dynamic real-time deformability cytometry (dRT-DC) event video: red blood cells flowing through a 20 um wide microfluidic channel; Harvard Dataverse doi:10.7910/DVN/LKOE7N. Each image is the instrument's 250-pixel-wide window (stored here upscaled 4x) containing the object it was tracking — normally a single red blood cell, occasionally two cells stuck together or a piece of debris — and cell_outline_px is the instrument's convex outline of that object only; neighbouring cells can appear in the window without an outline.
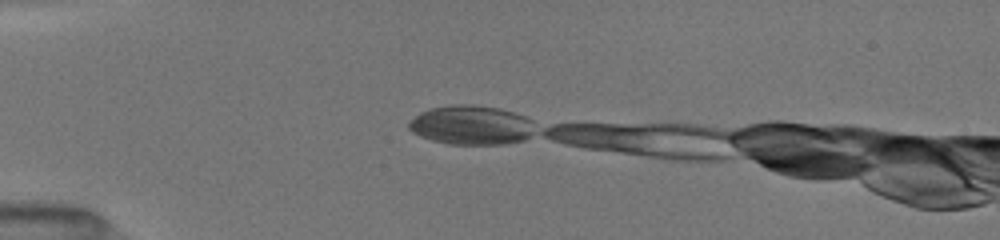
{"species": "common noctule bat (a hibernating species)", "species_latin": "Nyctalus noctula", "temperature_condition": "room temperature", "stored_images_in_passage": 9, "camera_frame_rate_fps": 3000, "um_per_image_px": 0.085, "animal": {"sex": "female", "body_mass_g": 19.5, "forearm_length_mm": 54.1}, "frame": {"image": 1, "passage_image": 1, "time_ms": 0.0, "image_size_px": [1000, 240], "cell_outline_px": [[528, 136], [520, 140], [500, 144], [448, 144], [432, 140], [420, 136], [408, 128], [408, 124], [416, 116], [432, 108], [456, 104], [472, 104], [496, 108], [512, 112], [520, 116], [528, 132]], "centroid_in_image_um": [39.88, 10.64], "position_along_channel_um": 45.1, "area_um2": 27.28}}